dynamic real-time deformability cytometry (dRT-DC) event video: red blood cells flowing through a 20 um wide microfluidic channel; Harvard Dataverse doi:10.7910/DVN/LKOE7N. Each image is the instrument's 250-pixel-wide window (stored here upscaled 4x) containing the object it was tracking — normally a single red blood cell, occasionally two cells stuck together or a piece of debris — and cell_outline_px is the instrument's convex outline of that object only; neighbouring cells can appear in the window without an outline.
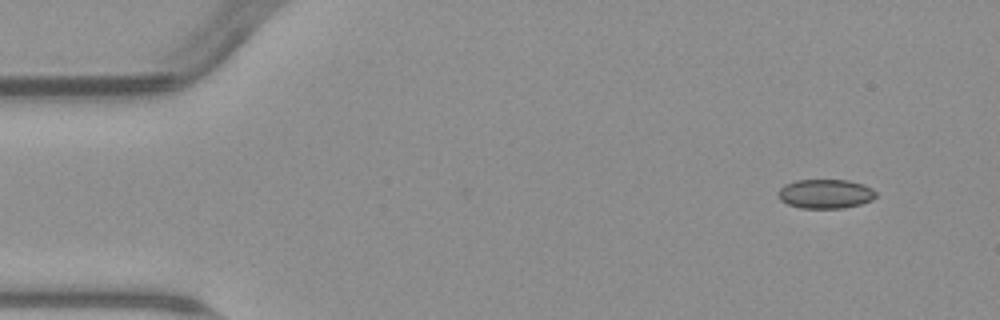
{"species": "common noctule bat (a hibernating species)", "species_latin": "Nyctalus noctula", "temperature_condition": "warm", "stored_images_in_passage": 4, "camera_frame_rate_fps": 3000, "um_per_image_px": 0.085, "animal": {"sex": "male", "body_mass_g": 23.1, "forearm_length_mm": 52.7}, "frame": {"image": 1, "passage_image": 4, "time_ms": 4.333, "image_size_px": [1000, 320], "cell_outline_px": [[876, 196], [872, 200], [860, 204], [844, 208], [800, 208], [788, 204], [780, 200], [776, 192], [784, 184], [796, 180], [848, 180], [864, 184], [872, 188], [876, 192]], "centroid_in_image_um": [70.15, 16.47], "position_along_channel_um": 14.9, "area_um2": 16.82}}